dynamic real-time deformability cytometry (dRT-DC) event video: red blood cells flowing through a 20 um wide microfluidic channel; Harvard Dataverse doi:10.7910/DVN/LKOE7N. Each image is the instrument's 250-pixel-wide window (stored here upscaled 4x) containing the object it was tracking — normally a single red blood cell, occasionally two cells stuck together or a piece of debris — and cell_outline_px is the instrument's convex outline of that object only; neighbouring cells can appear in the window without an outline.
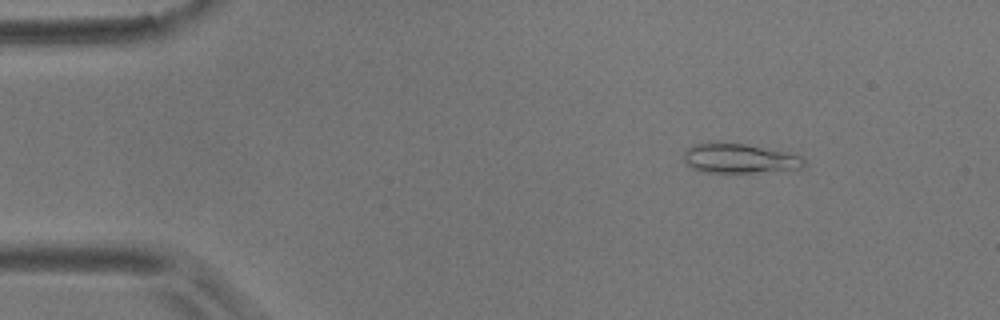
{"species": "common noctule bat (a hibernating species)", "species_latin": "Nyctalus noctula", "temperature_condition": "room temperature", "stored_images_in_passage": 44, "camera_frame_rate_fps": 3000, "um_per_image_px": 0.085, "animal": {"sex": "male", "body_mass_g": 17.9}, "frame": {"image": 1, "passage_image": 3, "time_ms": 0.667, "image_size_px": [1000, 320], "cell_outline_px": [[804, 164], [800, 168], [752, 172], [704, 172], [692, 168], [684, 160], [684, 148], [692, 144], [708, 140], [724, 140], [784, 152], [800, 156], [804, 160]], "centroid_in_image_um": [62.7, 13.41], "position_along_channel_um": 22.3, "area_um2": 20.92}}
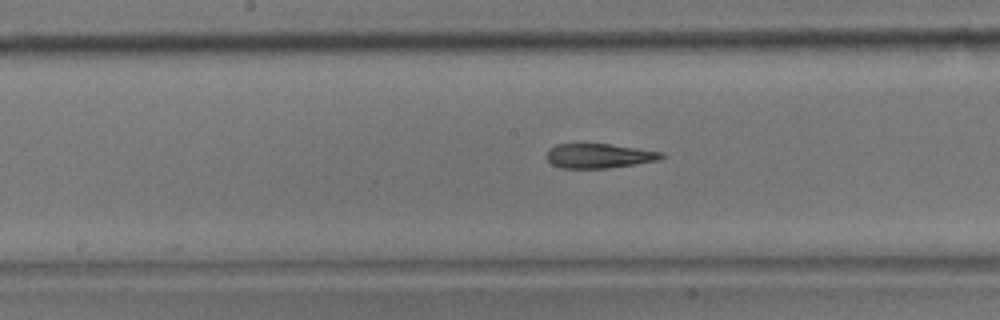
{"frame": {"image": 2, "passage_image": 24, "time_ms": 7.667, "image_size_px": [1000, 320], "cell_outline_px": [[664, 156], [660, 160], [636, 164], [608, 168], [560, 168], [552, 164], [544, 156], [548, 148], [556, 144], [612, 144], [664, 152]], "centroid_in_image_um": [50.9, 13.24], "position_along_channel_um": 197.3, "area_um2": 16.65}}
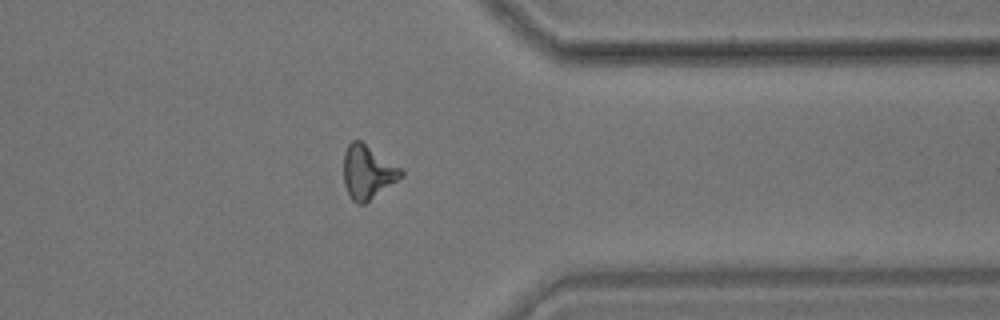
{"frame": {"image": 3, "passage_image": 40, "time_ms": 13.0, "image_size_px": [1000, 320], "cell_outline_px": [[404, 176], [364, 204], [356, 204], [348, 196], [344, 184], [344, 152], [348, 144], [352, 140], [360, 140], [404, 168]], "centroid_in_image_um": [31.28, 14.62], "position_along_channel_um": 380.1, "area_um2": 18.32}, "authors_computed_cell_mechanics": {"area_um2": 17.5423, "velocity_mm_per_s": 3.5854, "shape_relaxation_time_tau1_ms": 7.5709, "shape_relaxation_time_tau2_ms": 5.6353, "deformation_change_tau1": 0.1743, "deformation_change_tau2": 0.1594}}